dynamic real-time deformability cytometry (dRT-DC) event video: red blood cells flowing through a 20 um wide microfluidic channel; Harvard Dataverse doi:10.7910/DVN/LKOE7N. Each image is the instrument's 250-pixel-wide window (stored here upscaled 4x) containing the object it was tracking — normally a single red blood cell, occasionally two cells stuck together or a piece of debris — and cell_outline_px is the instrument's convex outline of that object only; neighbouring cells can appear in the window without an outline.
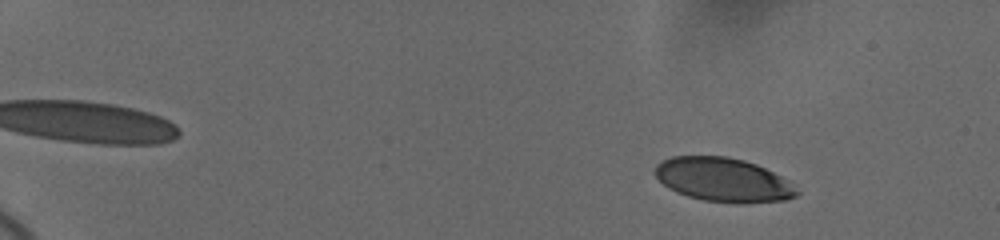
{"species": "human", "species_latin": "Homo sapiens", "temperature_condition": "cold", "stored_images_in_passage": 27, "camera_frame_rate_fps": 3000, "um_per_image_px": 0.085, "donor": {"sex": "female"}, "frame": {"image": 1, "passage_image": 9, "time_ms": 2.667, "image_size_px": [1000, 240], "cell_outline_px": [[800, 192], [796, 196], [784, 200], [704, 200], [688, 196], [676, 192], [668, 188], [652, 172], [656, 164], [672, 156], [728, 156], [744, 160], [756, 164], [788, 180]], "centroid_in_image_um": [61.41, 15.22], "position_along_channel_um": 23.6, "area_um2": 35.2}}
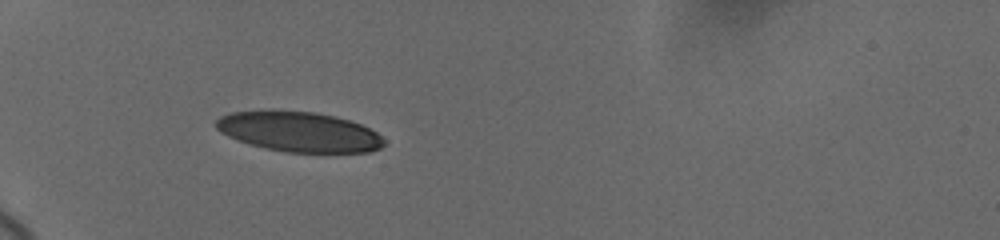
{"frame": {"image": 2, "passage_image": 26, "time_ms": 7.0, "image_size_px": [1000, 240], "cell_outline_px": [[384, 144], [380, 148], [372, 152], [284, 152], [264, 148], [228, 136], [220, 132], [216, 128], [216, 120], [220, 116], [232, 112], [272, 108], [316, 112], [348, 120], [360, 124], [376, 132], [384, 140]], "centroid_in_image_um": [25.37, 11.17], "position_along_channel_um": 59.6, "area_um2": 39.54}}